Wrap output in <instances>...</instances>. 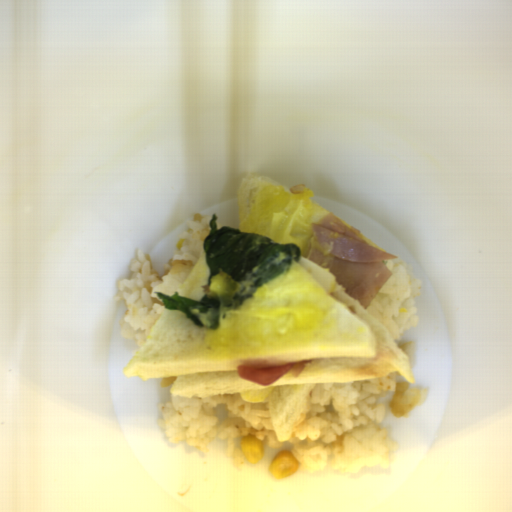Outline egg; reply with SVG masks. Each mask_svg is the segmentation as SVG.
<instances>
[{"label": "egg", "mask_w": 512, "mask_h": 512, "mask_svg": "<svg viewBox=\"0 0 512 512\" xmlns=\"http://www.w3.org/2000/svg\"><path fill=\"white\" fill-rule=\"evenodd\" d=\"M298 263L327 294L334 292L338 287L339 283L336 281L334 274L330 273L328 269L321 267L307 257L300 256Z\"/></svg>", "instance_id": "egg-1"}, {"label": "egg", "mask_w": 512, "mask_h": 512, "mask_svg": "<svg viewBox=\"0 0 512 512\" xmlns=\"http://www.w3.org/2000/svg\"><path fill=\"white\" fill-rule=\"evenodd\" d=\"M274 389V386L264 388V389H251L246 391H241L240 397L243 400L252 401V402H259L270 394V392Z\"/></svg>", "instance_id": "egg-2"}]
</instances>
